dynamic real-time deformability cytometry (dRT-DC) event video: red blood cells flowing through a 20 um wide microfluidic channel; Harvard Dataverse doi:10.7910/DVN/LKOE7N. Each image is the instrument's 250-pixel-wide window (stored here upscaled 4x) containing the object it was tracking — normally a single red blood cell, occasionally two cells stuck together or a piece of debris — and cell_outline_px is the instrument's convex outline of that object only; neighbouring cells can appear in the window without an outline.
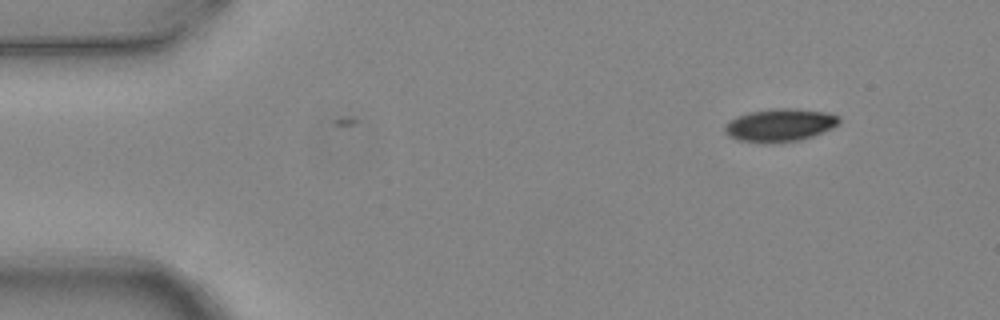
{"species": "common noctule bat (a hibernating species)", "species_latin": "Nyctalus noctula", "temperature_condition": "warm", "stored_images_in_passage": 4, "camera_frame_rate_fps": 3000, "um_per_image_px": 0.085, "animal": {"sex": "female", "body_mass_g": 24.6, "forearm_length_mm": 56.2}, "frame": {"image": 1, "passage_image": 1, "time_ms": 0.0, "image_size_px": [1000, 320], "cell_outline_px": [[840, 124], [832, 128], [812, 136], [800, 140], [764, 144], [760, 144], [736, 140], [728, 136], [724, 132], [724, 124], [728, 120], [736, 116], [748, 112], [776, 108], [796, 108], [828, 112], [840, 116]], "centroid_in_image_um": [66.25, 10.64], "position_along_channel_um": 18.7, "area_um2": 22.48}}